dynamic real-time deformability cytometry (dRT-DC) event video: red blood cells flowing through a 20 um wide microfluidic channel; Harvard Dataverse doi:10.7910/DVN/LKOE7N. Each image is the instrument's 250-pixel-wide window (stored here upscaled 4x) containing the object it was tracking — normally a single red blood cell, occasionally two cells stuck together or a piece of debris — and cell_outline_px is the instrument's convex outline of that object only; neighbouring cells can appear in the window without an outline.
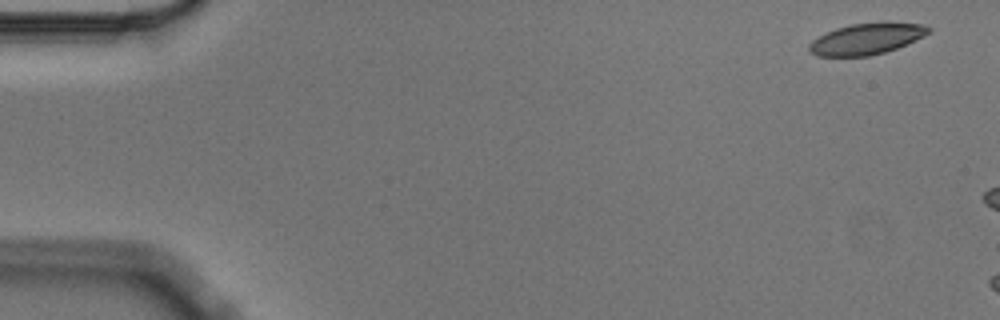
{"species": "Egyptian fruit bat (a non-hibernating species)", "species_latin": "Rousettus aegyptiacus", "temperature_condition": "cold", "stored_images_in_passage": 3, "camera_frame_rate_fps": 3000, "um_per_image_px": 0.085, "animal": {"sex": "male"}, "frame": {"image": 1, "passage_image": 1, "time_ms": 0.0, "image_size_px": [1000, 320], "cell_outline_px": [[932, 32], [924, 36], [896, 48], [884, 52], [868, 56], [816, 56], [808, 48], [808, 44], [812, 40], [836, 28], [852, 24], [884, 20], [888, 20], [924, 24], [932, 28]], "centroid_in_image_um": [73.73, 3.26], "position_along_channel_um": 11.3, "area_um2": 22.08}}